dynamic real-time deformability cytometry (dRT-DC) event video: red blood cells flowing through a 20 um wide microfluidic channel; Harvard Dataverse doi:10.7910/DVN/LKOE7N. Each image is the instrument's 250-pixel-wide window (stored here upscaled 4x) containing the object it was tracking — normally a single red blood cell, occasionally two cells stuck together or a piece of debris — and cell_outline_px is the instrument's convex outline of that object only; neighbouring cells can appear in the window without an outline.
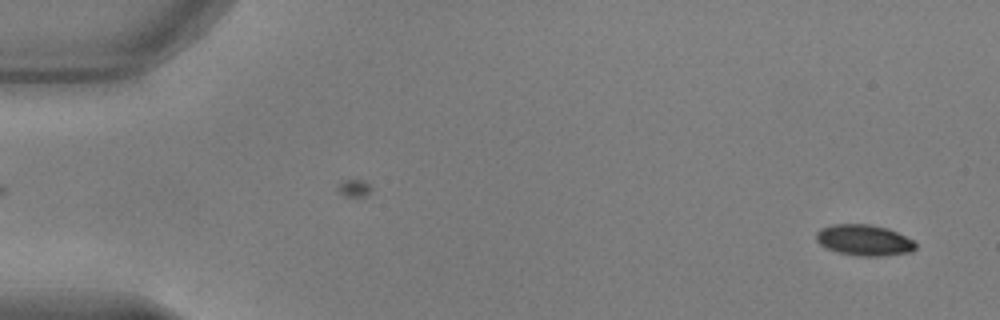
{"species": "common noctule bat (a hibernating species)", "species_latin": "Nyctalus noctula", "temperature_condition": "warm", "stored_images_in_passage": 52, "camera_frame_rate_fps": 3000, "um_per_image_px": 0.085, "animal": {"sex": "male", "body_mass_g": 17.9, "forearm_length_mm": 54.2}, "frame": {"image": 1, "passage_image": 2, "time_ms": 0.333, "image_size_px": [1000, 320], "cell_outline_px": [[916, 248], [912, 252], [884, 256], [856, 256], [836, 252], [820, 244], [816, 240], [816, 232], [820, 228], [832, 224], [872, 224], [888, 228], [912, 240], [916, 244]], "centroid_in_image_um": [73.44, 20.41], "position_along_channel_um": 11.6, "area_um2": 18.09}}
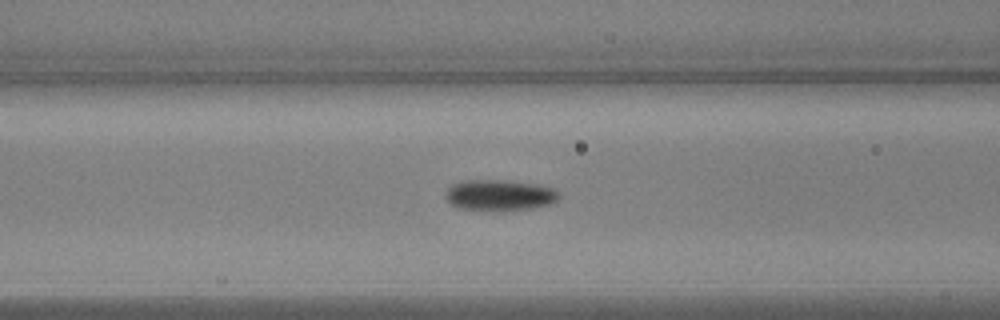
{"frame": {"image": 2, "passage_image": 21, "time_ms": 6.667, "image_size_px": [1000, 320], "cell_outline_px": [[560, 196], [552, 204], [532, 208], [496, 212], [460, 208], [452, 204], [444, 196], [444, 192], [452, 184], [460, 180], [504, 180], [536, 184], [556, 188], [560, 192]], "centroid_in_image_um": [42.47, 16.59], "position_along_channel_um": 124.1, "area_um2": 20.98}}
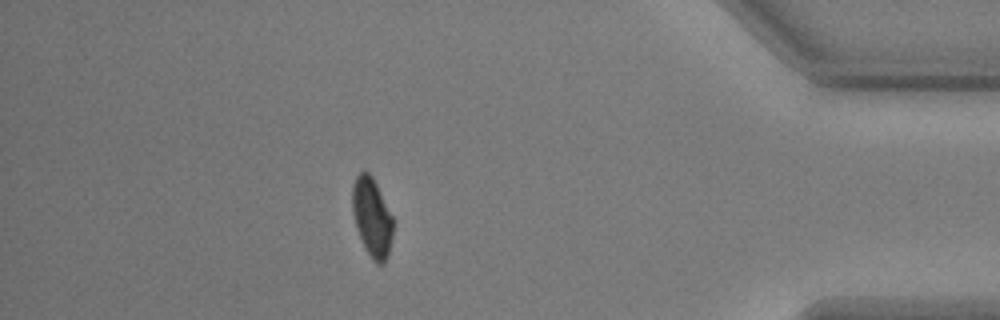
{"frame": {"image": 3, "passage_image": 46, "time_ms": 15.0, "image_size_px": [1000, 320], "cell_outline_px": [[392, 236], [388, 256], [384, 264], [376, 264], [372, 260], [364, 248], [356, 228], [352, 212], [352, 184], [356, 176], [360, 172], [368, 172], [372, 176], [392, 216]], "centroid_in_image_um": [31.59, 18.51], "position_along_channel_um": 403.6, "area_um2": 18.73}, "authors_computed_cell_mechanics": {"area_um2": 19.1896, "velocity_mm_per_s": 3.836, "shape_relaxation_time_tau1_ms": 2.4223, "shape_relaxation_time_tau2_ms": null, "deformation_change_tau1": 0.1021, "deformation_change_tau2": null}}